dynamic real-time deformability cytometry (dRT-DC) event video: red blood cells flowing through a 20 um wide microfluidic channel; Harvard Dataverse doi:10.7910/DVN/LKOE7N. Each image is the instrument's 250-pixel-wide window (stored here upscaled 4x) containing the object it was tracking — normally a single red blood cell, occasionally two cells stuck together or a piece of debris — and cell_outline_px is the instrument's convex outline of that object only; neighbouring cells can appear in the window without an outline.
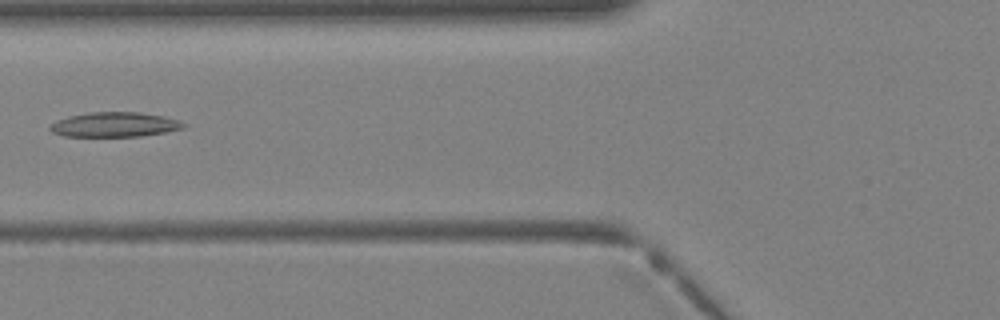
{"species": "Egyptian fruit bat (a non-hibernating species)", "species_latin": "Rousettus aegyptiacus", "temperature_condition": "warm", "stored_images_in_passage": 37, "camera_frame_rate_fps": 3000, "um_per_image_px": 0.085, "animal": {"sex": "female"}, "frame": {"image": 1, "passage_image": 14, "time_ms": 4.333, "image_size_px": [1000, 320], "cell_outline_px": [[188, 124], [184, 128], [164, 132], [140, 136], [64, 136], [52, 132], [48, 128], [56, 120], [68, 116], [88, 112], [136, 112], [164, 116], [180, 120]], "centroid_in_image_um": [9.75, 10.58], "position_along_channel_um": 116.0, "area_um2": 19.25}}
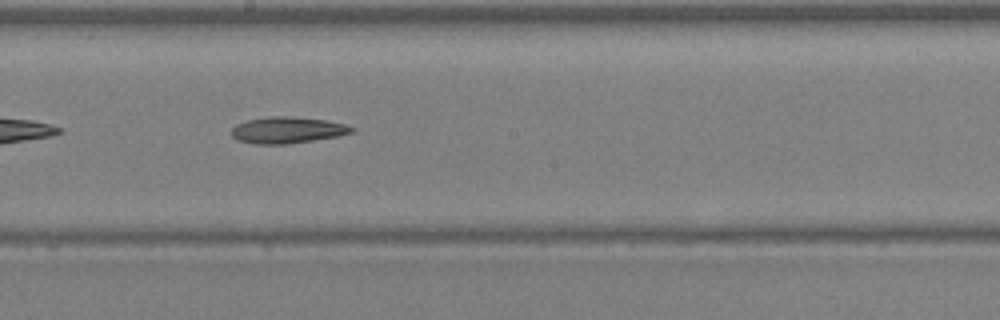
{"frame": {"image": 2, "passage_image": 20, "time_ms": 6.333, "image_size_px": [1000, 320], "cell_outline_px": [[356, 128], [352, 132], [336, 136], [288, 144], [256, 144], [236, 140], [232, 136], [232, 128], [236, 124], [248, 120], [268, 116], [292, 116], [324, 120], [344, 124]], "centroid_in_image_um": [24.38, 11.05], "position_along_channel_um": 223.8, "area_um2": 18.38}}
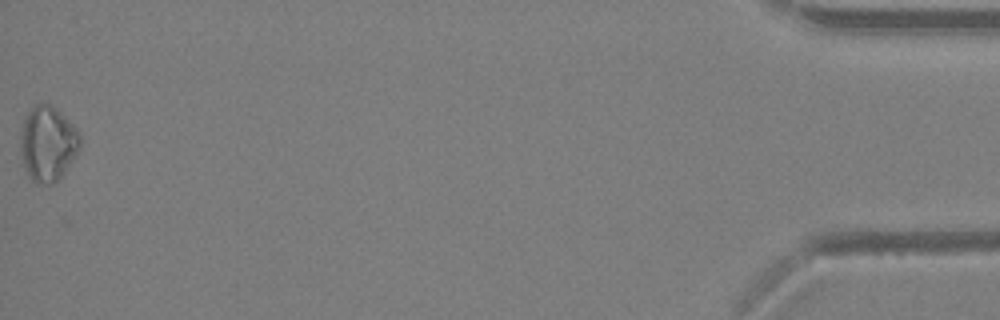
{"frame": {"image": 3, "passage_image": 37, "time_ms": 12.0, "image_size_px": [1000, 320], "cell_outline_px": [[80, 148], [60, 180], [52, 184], [36, 184], [28, 176], [24, 168], [20, 148], [20, 136], [24, 120], [28, 112], [36, 104], [52, 104], [80, 132]], "centroid_in_image_um": [4.06, 12.24], "position_along_channel_um": 431.1, "area_um2": 26.24}}